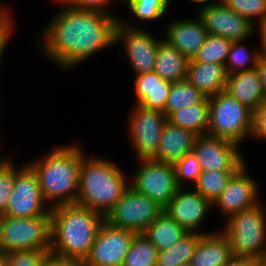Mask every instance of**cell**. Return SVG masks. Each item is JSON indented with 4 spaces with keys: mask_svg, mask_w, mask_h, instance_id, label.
Segmentation results:
<instances>
[{
    "mask_svg": "<svg viewBox=\"0 0 266 266\" xmlns=\"http://www.w3.org/2000/svg\"><path fill=\"white\" fill-rule=\"evenodd\" d=\"M164 211L157 202L129 186L106 214L105 221L113 227L143 233Z\"/></svg>",
    "mask_w": 266,
    "mask_h": 266,
    "instance_id": "ba28073f",
    "label": "cell"
},
{
    "mask_svg": "<svg viewBox=\"0 0 266 266\" xmlns=\"http://www.w3.org/2000/svg\"><path fill=\"white\" fill-rule=\"evenodd\" d=\"M255 68L258 72L260 82L264 91V97L266 99V61L259 59Z\"/></svg>",
    "mask_w": 266,
    "mask_h": 266,
    "instance_id": "ee69618b",
    "label": "cell"
},
{
    "mask_svg": "<svg viewBox=\"0 0 266 266\" xmlns=\"http://www.w3.org/2000/svg\"><path fill=\"white\" fill-rule=\"evenodd\" d=\"M16 166L8 156L0 161V216L6 212V206L13 191L16 174L25 166Z\"/></svg>",
    "mask_w": 266,
    "mask_h": 266,
    "instance_id": "836d02e7",
    "label": "cell"
},
{
    "mask_svg": "<svg viewBox=\"0 0 266 266\" xmlns=\"http://www.w3.org/2000/svg\"><path fill=\"white\" fill-rule=\"evenodd\" d=\"M191 189L179 187L174 197L164 208V213L187 232L207 234V232L201 230V225H203L209 211L214 208L212 204L193 187Z\"/></svg>",
    "mask_w": 266,
    "mask_h": 266,
    "instance_id": "2e32d148",
    "label": "cell"
},
{
    "mask_svg": "<svg viewBox=\"0 0 266 266\" xmlns=\"http://www.w3.org/2000/svg\"><path fill=\"white\" fill-rule=\"evenodd\" d=\"M13 19V14H11L7 19L0 21V71L3 67L2 63H4L1 60L4 50H6L9 40L12 38V33H14L15 24Z\"/></svg>",
    "mask_w": 266,
    "mask_h": 266,
    "instance_id": "ab89813d",
    "label": "cell"
},
{
    "mask_svg": "<svg viewBox=\"0 0 266 266\" xmlns=\"http://www.w3.org/2000/svg\"><path fill=\"white\" fill-rule=\"evenodd\" d=\"M57 4H69L72 0H53Z\"/></svg>",
    "mask_w": 266,
    "mask_h": 266,
    "instance_id": "c3c4849f",
    "label": "cell"
},
{
    "mask_svg": "<svg viewBox=\"0 0 266 266\" xmlns=\"http://www.w3.org/2000/svg\"><path fill=\"white\" fill-rule=\"evenodd\" d=\"M135 235L133 231L113 227L105 221L83 261L84 265L122 266Z\"/></svg>",
    "mask_w": 266,
    "mask_h": 266,
    "instance_id": "4fadbf2b",
    "label": "cell"
},
{
    "mask_svg": "<svg viewBox=\"0 0 266 266\" xmlns=\"http://www.w3.org/2000/svg\"><path fill=\"white\" fill-rule=\"evenodd\" d=\"M129 181L135 191L147 196L165 208L179 188L172 163L155 159H141Z\"/></svg>",
    "mask_w": 266,
    "mask_h": 266,
    "instance_id": "9c48e42d",
    "label": "cell"
},
{
    "mask_svg": "<svg viewBox=\"0 0 266 266\" xmlns=\"http://www.w3.org/2000/svg\"><path fill=\"white\" fill-rule=\"evenodd\" d=\"M4 215L18 218L51 216V207L43 199L38 177L27 163L15 176Z\"/></svg>",
    "mask_w": 266,
    "mask_h": 266,
    "instance_id": "7c38bea8",
    "label": "cell"
},
{
    "mask_svg": "<svg viewBox=\"0 0 266 266\" xmlns=\"http://www.w3.org/2000/svg\"><path fill=\"white\" fill-rule=\"evenodd\" d=\"M225 91L252 112L265 100L256 68L228 75Z\"/></svg>",
    "mask_w": 266,
    "mask_h": 266,
    "instance_id": "44dd1931",
    "label": "cell"
},
{
    "mask_svg": "<svg viewBox=\"0 0 266 266\" xmlns=\"http://www.w3.org/2000/svg\"><path fill=\"white\" fill-rule=\"evenodd\" d=\"M127 116L128 137L137 160L152 159L157 152L162 129L168 121L164 112L133 104Z\"/></svg>",
    "mask_w": 266,
    "mask_h": 266,
    "instance_id": "8fae6325",
    "label": "cell"
},
{
    "mask_svg": "<svg viewBox=\"0 0 266 266\" xmlns=\"http://www.w3.org/2000/svg\"><path fill=\"white\" fill-rule=\"evenodd\" d=\"M233 256L229 240L220 231L203 234L190 261L191 266H222Z\"/></svg>",
    "mask_w": 266,
    "mask_h": 266,
    "instance_id": "7402d4cb",
    "label": "cell"
},
{
    "mask_svg": "<svg viewBox=\"0 0 266 266\" xmlns=\"http://www.w3.org/2000/svg\"><path fill=\"white\" fill-rule=\"evenodd\" d=\"M232 41L221 36L208 35L193 61L225 65Z\"/></svg>",
    "mask_w": 266,
    "mask_h": 266,
    "instance_id": "1f68e13d",
    "label": "cell"
},
{
    "mask_svg": "<svg viewBox=\"0 0 266 266\" xmlns=\"http://www.w3.org/2000/svg\"><path fill=\"white\" fill-rule=\"evenodd\" d=\"M84 151L75 204L106 216L129 187L127 175L115 162L94 155L86 157Z\"/></svg>",
    "mask_w": 266,
    "mask_h": 266,
    "instance_id": "277c9868",
    "label": "cell"
},
{
    "mask_svg": "<svg viewBox=\"0 0 266 266\" xmlns=\"http://www.w3.org/2000/svg\"><path fill=\"white\" fill-rule=\"evenodd\" d=\"M5 7L3 5V0H0V21L7 19L12 13L10 12V8Z\"/></svg>",
    "mask_w": 266,
    "mask_h": 266,
    "instance_id": "f6af8a7d",
    "label": "cell"
},
{
    "mask_svg": "<svg viewBox=\"0 0 266 266\" xmlns=\"http://www.w3.org/2000/svg\"><path fill=\"white\" fill-rule=\"evenodd\" d=\"M81 146L77 143L58 145L50 153L27 163L36 173L43 199L51 208L76 203L83 162Z\"/></svg>",
    "mask_w": 266,
    "mask_h": 266,
    "instance_id": "7a4b0ae2",
    "label": "cell"
},
{
    "mask_svg": "<svg viewBox=\"0 0 266 266\" xmlns=\"http://www.w3.org/2000/svg\"><path fill=\"white\" fill-rule=\"evenodd\" d=\"M187 233L163 211L142 234L151 241L158 251H162L171 247Z\"/></svg>",
    "mask_w": 266,
    "mask_h": 266,
    "instance_id": "484cf974",
    "label": "cell"
},
{
    "mask_svg": "<svg viewBox=\"0 0 266 266\" xmlns=\"http://www.w3.org/2000/svg\"><path fill=\"white\" fill-rule=\"evenodd\" d=\"M190 18L170 21L164 28L163 38L189 60L194 58L208 36L202 19L198 15L197 18Z\"/></svg>",
    "mask_w": 266,
    "mask_h": 266,
    "instance_id": "ac0fdd59",
    "label": "cell"
},
{
    "mask_svg": "<svg viewBox=\"0 0 266 266\" xmlns=\"http://www.w3.org/2000/svg\"><path fill=\"white\" fill-rule=\"evenodd\" d=\"M112 0H72L68 5L79 10H88L115 16L108 10Z\"/></svg>",
    "mask_w": 266,
    "mask_h": 266,
    "instance_id": "f35d334b",
    "label": "cell"
},
{
    "mask_svg": "<svg viewBox=\"0 0 266 266\" xmlns=\"http://www.w3.org/2000/svg\"><path fill=\"white\" fill-rule=\"evenodd\" d=\"M256 266H266V261H259Z\"/></svg>",
    "mask_w": 266,
    "mask_h": 266,
    "instance_id": "681fc988",
    "label": "cell"
},
{
    "mask_svg": "<svg viewBox=\"0 0 266 266\" xmlns=\"http://www.w3.org/2000/svg\"><path fill=\"white\" fill-rule=\"evenodd\" d=\"M189 59L162 40L158 46L155 68L162 79L176 82L186 80Z\"/></svg>",
    "mask_w": 266,
    "mask_h": 266,
    "instance_id": "cb8c5ba5",
    "label": "cell"
},
{
    "mask_svg": "<svg viewBox=\"0 0 266 266\" xmlns=\"http://www.w3.org/2000/svg\"><path fill=\"white\" fill-rule=\"evenodd\" d=\"M42 266H85L84 262L76 258L61 257L53 253H49L44 260Z\"/></svg>",
    "mask_w": 266,
    "mask_h": 266,
    "instance_id": "60d3db41",
    "label": "cell"
},
{
    "mask_svg": "<svg viewBox=\"0 0 266 266\" xmlns=\"http://www.w3.org/2000/svg\"><path fill=\"white\" fill-rule=\"evenodd\" d=\"M206 96L187 80L172 82L164 113L168 117L182 107L200 103Z\"/></svg>",
    "mask_w": 266,
    "mask_h": 266,
    "instance_id": "83f0119b",
    "label": "cell"
},
{
    "mask_svg": "<svg viewBox=\"0 0 266 266\" xmlns=\"http://www.w3.org/2000/svg\"><path fill=\"white\" fill-rule=\"evenodd\" d=\"M202 235L201 233L188 232L171 247L158 251L156 266H182L190 263Z\"/></svg>",
    "mask_w": 266,
    "mask_h": 266,
    "instance_id": "4316f807",
    "label": "cell"
},
{
    "mask_svg": "<svg viewBox=\"0 0 266 266\" xmlns=\"http://www.w3.org/2000/svg\"><path fill=\"white\" fill-rule=\"evenodd\" d=\"M50 217L0 216V249L6 254L19 250H50Z\"/></svg>",
    "mask_w": 266,
    "mask_h": 266,
    "instance_id": "52a82bcc",
    "label": "cell"
},
{
    "mask_svg": "<svg viewBox=\"0 0 266 266\" xmlns=\"http://www.w3.org/2000/svg\"><path fill=\"white\" fill-rule=\"evenodd\" d=\"M238 144L210 135L197 136L192 152L202 171H238L247 161Z\"/></svg>",
    "mask_w": 266,
    "mask_h": 266,
    "instance_id": "5bb4252c",
    "label": "cell"
},
{
    "mask_svg": "<svg viewBox=\"0 0 266 266\" xmlns=\"http://www.w3.org/2000/svg\"><path fill=\"white\" fill-rule=\"evenodd\" d=\"M236 172L204 170L193 188L213 204Z\"/></svg>",
    "mask_w": 266,
    "mask_h": 266,
    "instance_id": "f1b7e54d",
    "label": "cell"
},
{
    "mask_svg": "<svg viewBox=\"0 0 266 266\" xmlns=\"http://www.w3.org/2000/svg\"><path fill=\"white\" fill-rule=\"evenodd\" d=\"M182 266H191V264L190 263H187V264H184Z\"/></svg>",
    "mask_w": 266,
    "mask_h": 266,
    "instance_id": "f907efd6",
    "label": "cell"
},
{
    "mask_svg": "<svg viewBox=\"0 0 266 266\" xmlns=\"http://www.w3.org/2000/svg\"><path fill=\"white\" fill-rule=\"evenodd\" d=\"M50 250H19L5 254V266H42Z\"/></svg>",
    "mask_w": 266,
    "mask_h": 266,
    "instance_id": "8d00e7d4",
    "label": "cell"
},
{
    "mask_svg": "<svg viewBox=\"0 0 266 266\" xmlns=\"http://www.w3.org/2000/svg\"><path fill=\"white\" fill-rule=\"evenodd\" d=\"M258 26V27H257ZM258 29L259 33V38H260V43H259V56L260 59L266 61V21L258 23L255 25V31Z\"/></svg>",
    "mask_w": 266,
    "mask_h": 266,
    "instance_id": "b9f144b4",
    "label": "cell"
},
{
    "mask_svg": "<svg viewBox=\"0 0 266 266\" xmlns=\"http://www.w3.org/2000/svg\"><path fill=\"white\" fill-rule=\"evenodd\" d=\"M222 1L229 9L249 19L254 25L266 21V0Z\"/></svg>",
    "mask_w": 266,
    "mask_h": 266,
    "instance_id": "d590c367",
    "label": "cell"
},
{
    "mask_svg": "<svg viewBox=\"0 0 266 266\" xmlns=\"http://www.w3.org/2000/svg\"><path fill=\"white\" fill-rule=\"evenodd\" d=\"M248 166L245 163L229 180L225 189L222 191L217 200L212 204V207L220 209L219 212L226 219L233 215L250 208L259 200L258 183L248 173Z\"/></svg>",
    "mask_w": 266,
    "mask_h": 266,
    "instance_id": "e0dca14e",
    "label": "cell"
},
{
    "mask_svg": "<svg viewBox=\"0 0 266 266\" xmlns=\"http://www.w3.org/2000/svg\"><path fill=\"white\" fill-rule=\"evenodd\" d=\"M158 249L144 234H136L122 266H156Z\"/></svg>",
    "mask_w": 266,
    "mask_h": 266,
    "instance_id": "f546056e",
    "label": "cell"
},
{
    "mask_svg": "<svg viewBox=\"0 0 266 266\" xmlns=\"http://www.w3.org/2000/svg\"><path fill=\"white\" fill-rule=\"evenodd\" d=\"M58 5L60 10L42 29L39 45L45 57L60 69H74L98 52L115 46L118 15Z\"/></svg>",
    "mask_w": 266,
    "mask_h": 266,
    "instance_id": "6da1fadb",
    "label": "cell"
},
{
    "mask_svg": "<svg viewBox=\"0 0 266 266\" xmlns=\"http://www.w3.org/2000/svg\"><path fill=\"white\" fill-rule=\"evenodd\" d=\"M126 4L130 13L142 23L163 18L170 8V0H128Z\"/></svg>",
    "mask_w": 266,
    "mask_h": 266,
    "instance_id": "d6a6232c",
    "label": "cell"
},
{
    "mask_svg": "<svg viewBox=\"0 0 266 266\" xmlns=\"http://www.w3.org/2000/svg\"><path fill=\"white\" fill-rule=\"evenodd\" d=\"M129 22L132 21L119 18L115 31V45L123 44V53L125 52L136 75L152 72L155 68L158 46L163 39H157L149 30L136 25L134 20L133 24Z\"/></svg>",
    "mask_w": 266,
    "mask_h": 266,
    "instance_id": "30bf717a",
    "label": "cell"
},
{
    "mask_svg": "<svg viewBox=\"0 0 266 266\" xmlns=\"http://www.w3.org/2000/svg\"><path fill=\"white\" fill-rule=\"evenodd\" d=\"M227 77L225 65L189 60L186 80L206 97L225 91Z\"/></svg>",
    "mask_w": 266,
    "mask_h": 266,
    "instance_id": "603a6c76",
    "label": "cell"
},
{
    "mask_svg": "<svg viewBox=\"0 0 266 266\" xmlns=\"http://www.w3.org/2000/svg\"><path fill=\"white\" fill-rule=\"evenodd\" d=\"M176 183L178 187H188L189 183L195 185L202 173L201 166L193 152L184 155L174 164Z\"/></svg>",
    "mask_w": 266,
    "mask_h": 266,
    "instance_id": "e575fe53",
    "label": "cell"
},
{
    "mask_svg": "<svg viewBox=\"0 0 266 266\" xmlns=\"http://www.w3.org/2000/svg\"><path fill=\"white\" fill-rule=\"evenodd\" d=\"M105 216L77 204L51 208L50 252L82 261L88 256Z\"/></svg>",
    "mask_w": 266,
    "mask_h": 266,
    "instance_id": "3957f363",
    "label": "cell"
},
{
    "mask_svg": "<svg viewBox=\"0 0 266 266\" xmlns=\"http://www.w3.org/2000/svg\"><path fill=\"white\" fill-rule=\"evenodd\" d=\"M134 80V104L164 112L172 82L162 79L154 71L138 74Z\"/></svg>",
    "mask_w": 266,
    "mask_h": 266,
    "instance_id": "ffe728a7",
    "label": "cell"
},
{
    "mask_svg": "<svg viewBox=\"0 0 266 266\" xmlns=\"http://www.w3.org/2000/svg\"><path fill=\"white\" fill-rule=\"evenodd\" d=\"M197 136L193 131L167 121L161 132L156 155L152 159L174 164L192 152Z\"/></svg>",
    "mask_w": 266,
    "mask_h": 266,
    "instance_id": "d6986e66",
    "label": "cell"
},
{
    "mask_svg": "<svg viewBox=\"0 0 266 266\" xmlns=\"http://www.w3.org/2000/svg\"><path fill=\"white\" fill-rule=\"evenodd\" d=\"M208 35L221 36L232 42L245 41L252 37L255 25L247 18L229 9L223 1L199 9Z\"/></svg>",
    "mask_w": 266,
    "mask_h": 266,
    "instance_id": "9a60e30c",
    "label": "cell"
},
{
    "mask_svg": "<svg viewBox=\"0 0 266 266\" xmlns=\"http://www.w3.org/2000/svg\"><path fill=\"white\" fill-rule=\"evenodd\" d=\"M189 1L200 5L201 6L200 9H203L205 7H208L210 5L217 3L219 0H189Z\"/></svg>",
    "mask_w": 266,
    "mask_h": 266,
    "instance_id": "bcb514c9",
    "label": "cell"
},
{
    "mask_svg": "<svg viewBox=\"0 0 266 266\" xmlns=\"http://www.w3.org/2000/svg\"><path fill=\"white\" fill-rule=\"evenodd\" d=\"M167 120L173 125L205 135L209 126V101L205 97L200 103L182 107L172 112Z\"/></svg>",
    "mask_w": 266,
    "mask_h": 266,
    "instance_id": "d4e9b609",
    "label": "cell"
},
{
    "mask_svg": "<svg viewBox=\"0 0 266 266\" xmlns=\"http://www.w3.org/2000/svg\"><path fill=\"white\" fill-rule=\"evenodd\" d=\"M244 42H232L228 57L225 63V69L228 75L254 69L260 59L258 48L249 51ZM250 64V65H249Z\"/></svg>",
    "mask_w": 266,
    "mask_h": 266,
    "instance_id": "4dcf8cb0",
    "label": "cell"
},
{
    "mask_svg": "<svg viewBox=\"0 0 266 266\" xmlns=\"http://www.w3.org/2000/svg\"><path fill=\"white\" fill-rule=\"evenodd\" d=\"M0 266H5V254L0 252Z\"/></svg>",
    "mask_w": 266,
    "mask_h": 266,
    "instance_id": "7dc6e473",
    "label": "cell"
},
{
    "mask_svg": "<svg viewBox=\"0 0 266 266\" xmlns=\"http://www.w3.org/2000/svg\"><path fill=\"white\" fill-rule=\"evenodd\" d=\"M259 261L250 257L232 256L222 266H256Z\"/></svg>",
    "mask_w": 266,
    "mask_h": 266,
    "instance_id": "7bdbcfd3",
    "label": "cell"
},
{
    "mask_svg": "<svg viewBox=\"0 0 266 266\" xmlns=\"http://www.w3.org/2000/svg\"><path fill=\"white\" fill-rule=\"evenodd\" d=\"M251 139L266 141V99L253 112V131Z\"/></svg>",
    "mask_w": 266,
    "mask_h": 266,
    "instance_id": "74e56055",
    "label": "cell"
},
{
    "mask_svg": "<svg viewBox=\"0 0 266 266\" xmlns=\"http://www.w3.org/2000/svg\"><path fill=\"white\" fill-rule=\"evenodd\" d=\"M209 101V126L206 134L238 144L250 138L253 131V112L226 91L219 92Z\"/></svg>",
    "mask_w": 266,
    "mask_h": 266,
    "instance_id": "8992f818",
    "label": "cell"
},
{
    "mask_svg": "<svg viewBox=\"0 0 266 266\" xmlns=\"http://www.w3.org/2000/svg\"><path fill=\"white\" fill-rule=\"evenodd\" d=\"M265 211L259 202L227 218L221 232L229 240L233 256L266 261Z\"/></svg>",
    "mask_w": 266,
    "mask_h": 266,
    "instance_id": "5b68a950",
    "label": "cell"
}]
</instances>
